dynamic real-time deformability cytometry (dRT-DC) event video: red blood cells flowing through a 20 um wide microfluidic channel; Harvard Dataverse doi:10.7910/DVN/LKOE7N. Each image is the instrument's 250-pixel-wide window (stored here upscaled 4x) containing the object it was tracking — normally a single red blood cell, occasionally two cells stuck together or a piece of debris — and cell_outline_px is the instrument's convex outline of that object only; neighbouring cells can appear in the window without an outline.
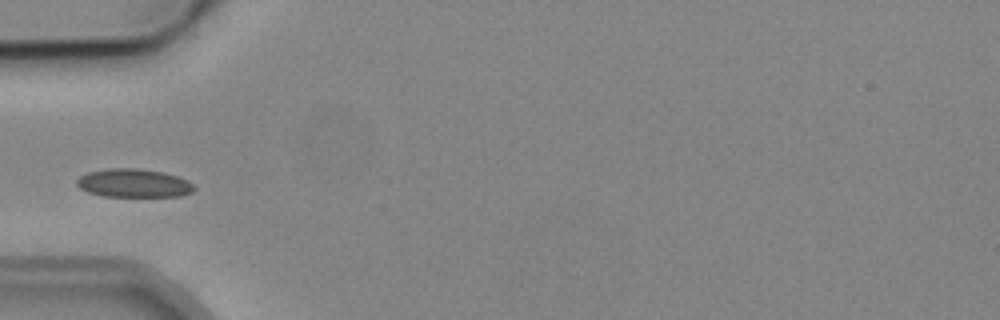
{"species": "common noctule bat (a hibernating species)", "species_latin": "Nyctalus noctula", "temperature_condition": "cold", "stored_images_in_passage": 5, "camera_frame_rate_fps": 3000, "um_per_image_px": 0.085, "animal": {"sex": "male", "body_mass_g": 19.2, "forearm_length_mm": 51.8}, "frame": {"image": 1, "passage_image": 2, "time_ms": 2.0, "image_size_px": [1000, 320], "cell_outline_px": [[196, 188], [192, 192], [180, 196], [104, 196], [88, 192], [80, 188], [76, 184], [76, 180], [80, 176], [88, 172], [108, 168], [136, 168], [164, 172], [188, 180]], "centroid_in_image_um": [11.36, 15.56], "position_along_channel_um": 73.6, "area_um2": 19.42}}
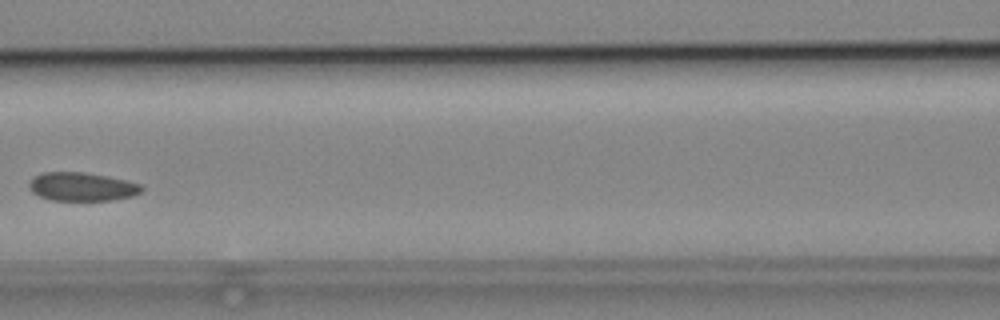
{"frame": {"image": 2, "passage_image": 4, "time_ms": 4.333, "image_size_px": [1000, 320], "cell_outline_px": [[144, 188], [140, 192], [132, 196], [112, 200], [48, 200], [32, 192], [28, 184], [36, 176], [44, 172], [84, 172], [108, 176], [140, 184]], "centroid_in_image_um": [6.97, 15.87], "position_along_channel_um": 159.6, "area_um2": 18.55}}
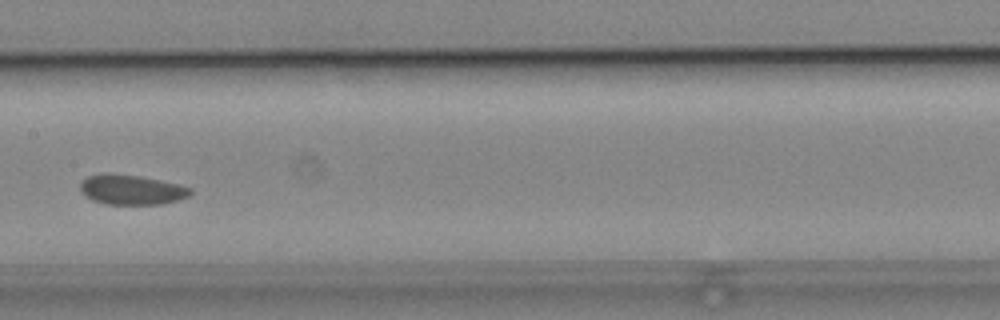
{"frame": {"image": 3, "passage_image": 5, "time_ms": 5.333, "image_size_px": [1000, 320], "cell_outline_px": [[192, 192], [188, 196], [164, 204], [104, 204], [92, 200], [84, 196], [80, 192], [80, 184], [88, 176], [136, 176], [176, 184], [192, 188]], "centroid_in_image_um": [11.18, 16.18], "position_along_channel_um": 196.2, "area_um2": 18.32}}